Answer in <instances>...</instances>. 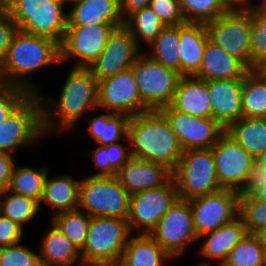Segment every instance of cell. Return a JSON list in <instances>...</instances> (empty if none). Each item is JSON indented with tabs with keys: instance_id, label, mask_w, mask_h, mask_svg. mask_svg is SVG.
<instances>
[{
	"instance_id": "1",
	"label": "cell",
	"mask_w": 266,
	"mask_h": 266,
	"mask_svg": "<svg viewBox=\"0 0 266 266\" xmlns=\"http://www.w3.org/2000/svg\"><path fill=\"white\" fill-rule=\"evenodd\" d=\"M68 72L59 98L54 100L39 94L43 104V128L47 137L72 130L83 116L88 115L87 112L99 110V81L91 70L72 67Z\"/></svg>"
},
{
	"instance_id": "2",
	"label": "cell",
	"mask_w": 266,
	"mask_h": 266,
	"mask_svg": "<svg viewBox=\"0 0 266 266\" xmlns=\"http://www.w3.org/2000/svg\"><path fill=\"white\" fill-rule=\"evenodd\" d=\"M54 64H61L60 45L57 42L17 30L0 64V70L5 84L39 95L38 84H33L29 76Z\"/></svg>"
},
{
	"instance_id": "3",
	"label": "cell",
	"mask_w": 266,
	"mask_h": 266,
	"mask_svg": "<svg viewBox=\"0 0 266 266\" xmlns=\"http://www.w3.org/2000/svg\"><path fill=\"white\" fill-rule=\"evenodd\" d=\"M132 157L175 169L183 149L166 117L149 110L130 117L127 129Z\"/></svg>"
},
{
	"instance_id": "4",
	"label": "cell",
	"mask_w": 266,
	"mask_h": 266,
	"mask_svg": "<svg viewBox=\"0 0 266 266\" xmlns=\"http://www.w3.org/2000/svg\"><path fill=\"white\" fill-rule=\"evenodd\" d=\"M67 7L60 0H5V10L18 30L51 39L59 45L67 30Z\"/></svg>"
},
{
	"instance_id": "5",
	"label": "cell",
	"mask_w": 266,
	"mask_h": 266,
	"mask_svg": "<svg viewBox=\"0 0 266 266\" xmlns=\"http://www.w3.org/2000/svg\"><path fill=\"white\" fill-rule=\"evenodd\" d=\"M127 219L91 217L86 243L80 251L84 266H117L130 237Z\"/></svg>"
},
{
	"instance_id": "6",
	"label": "cell",
	"mask_w": 266,
	"mask_h": 266,
	"mask_svg": "<svg viewBox=\"0 0 266 266\" xmlns=\"http://www.w3.org/2000/svg\"><path fill=\"white\" fill-rule=\"evenodd\" d=\"M172 178L179 199L190 200L220 191L212 149L183 151Z\"/></svg>"
},
{
	"instance_id": "7",
	"label": "cell",
	"mask_w": 266,
	"mask_h": 266,
	"mask_svg": "<svg viewBox=\"0 0 266 266\" xmlns=\"http://www.w3.org/2000/svg\"><path fill=\"white\" fill-rule=\"evenodd\" d=\"M130 194L116 176H85L81 179L79 210L90 217L127 219Z\"/></svg>"
},
{
	"instance_id": "8",
	"label": "cell",
	"mask_w": 266,
	"mask_h": 266,
	"mask_svg": "<svg viewBox=\"0 0 266 266\" xmlns=\"http://www.w3.org/2000/svg\"><path fill=\"white\" fill-rule=\"evenodd\" d=\"M46 137L41 97L31 94L0 125V151L13 155L15 150L37 145Z\"/></svg>"
},
{
	"instance_id": "9",
	"label": "cell",
	"mask_w": 266,
	"mask_h": 266,
	"mask_svg": "<svg viewBox=\"0 0 266 266\" xmlns=\"http://www.w3.org/2000/svg\"><path fill=\"white\" fill-rule=\"evenodd\" d=\"M252 26L250 9L228 10L215 20L205 23L209 41L240 60L249 70Z\"/></svg>"
},
{
	"instance_id": "10",
	"label": "cell",
	"mask_w": 266,
	"mask_h": 266,
	"mask_svg": "<svg viewBox=\"0 0 266 266\" xmlns=\"http://www.w3.org/2000/svg\"><path fill=\"white\" fill-rule=\"evenodd\" d=\"M142 102L150 110L170 105L183 75L161 65L142 52L131 67Z\"/></svg>"
},
{
	"instance_id": "11",
	"label": "cell",
	"mask_w": 266,
	"mask_h": 266,
	"mask_svg": "<svg viewBox=\"0 0 266 266\" xmlns=\"http://www.w3.org/2000/svg\"><path fill=\"white\" fill-rule=\"evenodd\" d=\"M149 235L172 258L179 260L178 256L187 253L186 249L198 242L190 202L178 199Z\"/></svg>"
},
{
	"instance_id": "12",
	"label": "cell",
	"mask_w": 266,
	"mask_h": 266,
	"mask_svg": "<svg viewBox=\"0 0 266 266\" xmlns=\"http://www.w3.org/2000/svg\"><path fill=\"white\" fill-rule=\"evenodd\" d=\"M117 28L114 24L67 26L60 45V62H75L73 67L88 68L103 52L110 36Z\"/></svg>"
},
{
	"instance_id": "13",
	"label": "cell",
	"mask_w": 266,
	"mask_h": 266,
	"mask_svg": "<svg viewBox=\"0 0 266 266\" xmlns=\"http://www.w3.org/2000/svg\"><path fill=\"white\" fill-rule=\"evenodd\" d=\"M178 199V191L173 178L159 188L131 195L127 218L131 232L149 234Z\"/></svg>"
},
{
	"instance_id": "14",
	"label": "cell",
	"mask_w": 266,
	"mask_h": 266,
	"mask_svg": "<svg viewBox=\"0 0 266 266\" xmlns=\"http://www.w3.org/2000/svg\"><path fill=\"white\" fill-rule=\"evenodd\" d=\"M239 198L238 192L221 189L215 193L188 200L197 237L213 232L238 218Z\"/></svg>"
},
{
	"instance_id": "15",
	"label": "cell",
	"mask_w": 266,
	"mask_h": 266,
	"mask_svg": "<svg viewBox=\"0 0 266 266\" xmlns=\"http://www.w3.org/2000/svg\"><path fill=\"white\" fill-rule=\"evenodd\" d=\"M211 149L220 188L239 192L257 159L226 132Z\"/></svg>"
},
{
	"instance_id": "16",
	"label": "cell",
	"mask_w": 266,
	"mask_h": 266,
	"mask_svg": "<svg viewBox=\"0 0 266 266\" xmlns=\"http://www.w3.org/2000/svg\"><path fill=\"white\" fill-rule=\"evenodd\" d=\"M98 109L129 117L150 110L142 102L132 68L99 81Z\"/></svg>"
},
{
	"instance_id": "17",
	"label": "cell",
	"mask_w": 266,
	"mask_h": 266,
	"mask_svg": "<svg viewBox=\"0 0 266 266\" xmlns=\"http://www.w3.org/2000/svg\"><path fill=\"white\" fill-rule=\"evenodd\" d=\"M159 111L168 120L184 151L210 149L226 132V129L213 118L194 117L177 111L170 105L160 108Z\"/></svg>"
},
{
	"instance_id": "18",
	"label": "cell",
	"mask_w": 266,
	"mask_h": 266,
	"mask_svg": "<svg viewBox=\"0 0 266 266\" xmlns=\"http://www.w3.org/2000/svg\"><path fill=\"white\" fill-rule=\"evenodd\" d=\"M143 51L125 26L117 27L103 52L88 68L100 81L130 69Z\"/></svg>"
},
{
	"instance_id": "19",
	"label": "cell",
	"mask_w": 266,
	"mask_h": 266,
	"mask_svg": "<svg viewBox=\"0 0 266 266\" xmlns=\"http://www.w3.org/2000/svg\"><path fill=\"white\" fill-rule=\"evenodd\" d=\"M116 177L122 187L133 195L166 185L172 179V170L159 163L131 157Z\"/></svg>"
},
{
	"instance_id": "20",
	"label": "cell",
	"mask_w": 266,
	"mask_h": 266,
	"mask_svg": "<svg viewBox=\"0 0 266 266\" xmlns=\"http://www.w3.org/2000/svg\"><path fill=\"white\" fill-rule=\"evenodd\" d=\"M249 232L240 217L234 221L223 225L213 232L206 233L198 237L200 244L198 255L205 260L199 261L200 266H213L211 260L217 261L221 266L228 257L230 251L239 243ZM209 260H207V259Z\"/></svg>"
},
{
	"instance_id": "21",
	"label": "cell",
	"mask_w": 266,
	"mask_h": 266,
	"mask_svg": "<svg viewBox=\"0 0 266 266\" xmlns=\"http://www.w3.org/2000/svg\"><path fill=\"white\" fill-rule=\"evenodd\" d=\"M243 79L208 81L212 118L225 129L242 118Z\"/></svg>"
},
{
	"instance_id": "22",
	"label": "cell",
	"mask_w": 266,
	"mask_h": 266,
	"mask_svg": "<svg viewBox=\"0 0 266 266\" xmlns=\"http://www.w3.org/2000/svg\"><path fill=\"white\" fill-rule=\"evenodd\" d=\"M67 10V26L114 24L122 27L125 24L119 0H76Z\"/></svg>"
},
{
	"instance_id": "23",
	"label": "cell",
	"mask_w": 266,
	"mask_h": 266,
	"mask_svg": "<svg viewBox=\"0 0 266 266\" xmlns=\"http://www.w3.org/2000/svg\"><path fill=\"white\" fill-rule=\"evenodd\" d=\"M177 111L199 118H212L208 81L194 76H183L170 104Z\"/></svg>"
},
{
	"instance_id": "24",
	"label": "cell",
	"mask_w": 266,
	"mask_h": 266,
	"mask_svg": "<svg viewBox=\"0 0 266 266\" xmlns=\"http://www.w3.org/2000/svg\"><path fill=\"white\" fill-rule=\"evenodd\" d=\"M209 38L204 23L186 22L179 25L180 73L194 76L201 67Z\"/></svg>"
},
{
	"instance_id": "25",
	"label": "cell",
	"mask_w": 266,
	"mask_h": 266,
	"mask_svg": "<svg viewBox=\"0 0 266 266\" xmlns=\"http://www.w3.org/2000/svg\"><path fill=\"white\" fill-rule=\"evenodd\" d=\"M248 71L240 60L208 40L201 67L194 77L204 81L243 79Z\"/></svg>"
},
{
	"instance_id": "26",
	"label": "cell",
	"mask_w": 266,
	"mask_h": 266,
	"mask_svg": "<svg viewBox=\"0 0 266 266\" xmlns=\"http://www.w3.org/2000/svg\"><path fill=\"white\" fill-rule=\"evenodd\" d=\"M48 174L42 199L39 203L40 210L42 205L52 207V217L55 215L78 209L81 178L71 177L69 174L49 176Z\"/></svg>"
},
{
	"instance_id": "27",
	"label": "cell",
	"mask_w": 266,
	"mask_h": 266,
	"mask_svg": "<svg viewBox=\"0 0 266 266\" xmlns=\"http://www.w3.org/2000/svg\"><path fill=\"white\" fill-rule=\"evenodd\" d=\"M50 228L41 237L39 256L42 266H84L80 250L49 221Z\"/></svg>"
},
{
	"instance_id": "28",
	"label": "cell",
	"mask_w": 266,
	"mask_h": 266,
	"mask_svg": "<svg viewBox=\"0 0 266 266\" xmlns=\"http://www.w3.org/2000/svg\"><path fill=\"white\" fill-rule=\"evenodd\" d=\"M172 260L149 234H133L117 266H167Z\"/></svg>"
},
{
	"instance_id": "29",
	"label": "cell",
	"mask_w": 266,
	"mask_h": 266,
	"mask_svg": "<svg viewBox=\"0 0 266 266\" xmlns=\"http://www.w3.org/2000/svg\"><path fill=\"white\" fill-rule=\"evenodd\" d=\"M97 116L91 115L88 120V136L93 138V144L109 145L123 141L127 137L130 117L125 114H115L104 111Z\"/></svg>"
},
{
	"instance_id": "30",
	"label": "cell",
	"mask_w": 266,
	"mask_h": 266,
	"mask_svg": "<svg viewBox=\"0 0 266 266\" xmlns=\"http://www.w3.org/2000/svg\"><path fill=\"white\" fill-rule=\"evenodd\" d=\"M226 133L256 159L266 150V118L242 117Z\"/></svg>"
},
{
	"instance_id": "31",
	"label": "cell",
	"mask_w": 266,
	"mask_h": 266,
	"mask_svg": "<svg viewBox=\"0 0 266 266\" xmlns=\"http://www.w3.org/2000/svg\"><path fill=\"white\" fill-rule=\"evenodd\" d=\"M48 173L47 166H15L7 190L40 203Z\"/></svg>"
},
{
	"instance_id": "32",
	"label": "cell",
	"mask_w": 266,
	"mask_h": 266,
	"mask_svg": "<svg viewBox=\"0 0 266 266\" xmlns=\"http://www.w3.org/2000/svg\"><path fill=\"white\" fill-rule=\"evenodd\" d=\"M179 25L165 26L145 53L167 68L180 72Z\"/></svg>"
},
{
	"instance_id": "33",
	"label": "cell",
	"mask_w": 266,
	"mask_h": 266,
	"mask_svg": "<svg viewBox=\"0 0 266 266\" xmlns=\"http://www.w3.org/2000/svg\"><path fill=\"white\" fill-rule=\"evenodd\" d=\"M242 117L266 118V81L255 69L243 78Z\"/></svg>"
},
{
	"instance_id": "34",
	"label": "cell",
	"mask_w": 266,
	"mask_h": 266,
	"mask_svg": "<svg viewBox=\"0 0 266 266\" xmlns=\"http://www.w3.org/2000/svg\"><path fill=\"white\" fill-rule=\"evenodd\" d=\"M124 26L130 31L141 49L144 43V45L149 46L165 27L150 7H145L131 14L125 20Z\"/></svg>"
},
{
	"instance_id": "35",
	"label": "cell",
	"mask_w": 266,
	"mask_h": 266,
	"mask_svg": "<svg viewBox=\"0 0 266 266\" xmlns=\"http://www.w3.org/2000/svg\"><path fill=\"white\" fill-rule=\"evenodd\" d=\"M38 213H40V206L37 201L14 194L7 189L0 190V214L18 224L22 229L26 223H32V219Z\"/></svg>"
},
{
	"instance_id": "36",
	"label": "cell",
	"mask_w": 266,
	"mask_h": 266,
	"mask_svg": "<svg viewBox=\"0 0 266 266\" xmlns=\"http://www.w3.org/2000/svg\"><path fill=\"white\" fill-rule=\"evenodd\" d=\"M221 266H266V247L257 234L248 233Z\"/></svg>"
},
{
	"instance_id": "37",
	"label": "cell",
	"mask_w": 266,
	"mask_h": 266,
	"mask_svg": "<svg viewBox=\"0 0 266 266\" xmlns=\"http://www.w3.org/2000/svg\"><path fill=\"white\" fill-rule=\"evenodd\" d=\"M50 221L81 251L86 243L91 217L82 210L62 212Z\"/></svg>"
},
{
	"instance_id": "38",
	"label": "cell",
	"mask_w": 266,
	"mask_h": 266,
	"mask_svg": "<svg viewBox=\"0 0 266 266\" xmlns=\"http://www.w3.org/2000/svg\"><path fill=\"white\" fill-rule=\"evenodd\" d=\"M186 22L207 23L229 9L221 0H179Z\"/></svg>"
},
{
	"instance_id": "39",
	"label": "cell",
	"mask_w": 266,
	"mask_h": 266,
	"mask_svg": "<svg viewBox=\"0 0 266 266\" xmlns=\"http://www.w3.org/2000/svg\"><path fill=\"white\" fill-rule=\"evenodd\" d=\"M239 217L249 233L257 234L266 226V203L253 195L240 196Z\"/></svg>"
},
{
	"instance_id": "40",
	"label": "cell",
	"mask_w": 266,
	"mask_h": 266,
	"mask_svg": "<svg viewBox=\"0 0 266 266\" xmlns=\"http://www.w3.org/2000/svg\"><path fill=\"white\" fill-rule=\"evenodd\" d=\"M0 266H42L39 251L23 245L22 241L6 247H0Z\"/></svg>"
},
{
	"instance_id": "41",
	"label": "cell",
	"mask_w": 266,
	"mask_h": 266,
	"mask_svg": "<svg viewBox=\"0 0 266 266\" xmlns=\"http://www.w3.org/2000/svg\"><path fill=\"white\" fill-rule=\"evenodd\" d=\"M251 70L266 59V13L252 11Z\"/></svg>"
},
{
	"instance_id": "42",
	"label": "cell",
	"mask_w": 266,
	"mask_h": 266,
	"mask_svg": "<svg viewBox=\"0 0 266 266\" xmlns=\"http://www.w3.org/2000/svg\"><path fill=\"white\" fill-rule=\"evenodd\" d=\"M25 89L3 84L0 86V125L30 96Z\"/></svg>"
},
{
	"instance_id": "43",
	"label": "cell",
	"mask_w": 266,
	"mask_h": 266,
	"mask_svg": "<svg viewBox=\"0 0 266 266\" xmlns=\"http://www.w3.org/2000/svg\"><path fill=\"white\" fill-rule=\"evenodd\" d=\"M149 7L165 26H178L186 23L179 0H152Z\"/></svg>"
},
{
	"instance_id": "44",
	"label": "cell",
	"mask_w": 266,
	"mask_h": 266,
	"mask_svg": "<svg viewBox=\"0 0 266 266\" xmlns=\"http://www.w3.org/2000/svg\"><path fill=\"white\" fill-rule=\"evenodd\" d=\"M106 151L110 163V176H116L122 166L132 157L128 138L126 137L118 143L106 145Z\"/></svg>"
},
{
	"instance_id": "45",
	"label": "cell",
	"mask_w": 266,
	"mask_h": 266,
	"mask_svg": "<svg viewBox=\"0 0 266 266\" xmlns=\"http://www.w3.org/2000/svg\"><path fill=\"white\" fill-rule=\"evenodd\" d=\"M24 230L15 222L0 214V247L23 241Z\"/></svg>"
},
{
	"instance_id": "46",
	"label": "cell",
	"mask_w": 266,
	"mask_h": 266,
	"mask_svg": "<svg viewBox=\"0 0 266 266\" xmlns=\"http://www.w3.org/2000/svg\"><path fill=\"white\" fill-rule=\"evenodd\" d=\"M18 30L10 14L3 10L0 13V64L5 59L13 35Z\"/></svg>"
},
{
	"instance_id": "47",
	"label": "cell",
	"mask_w": 266,
	"mask_h": 266,
	"mask_svg": "<svg viewBox=\"0 0 266 266\" xmlns=\"http://www.w3.org/2000/svg\"><path fill=\"white\" fill-rule=\"evenodd\" d=\"M266 184V168L256 163L250 170L246 182L238 192L239 196L252 195L257 189Z\"/></svg>"
},
{
	"instance_id": "48",
	"label": "cell",
	"mask_w": 266,
	"mask_h": 266,
	"mask_svg": "<svg viewBox=\"0 0 266 266\" xmlns=\"http://www.w3.org/2000/svg\"><path fill=\"white\" fill-rule=\"evenodd\" d=\"M94 145H97V147L92 151V153H90V155H92L90 157L95 164L94 167L99 171L90 174V176H110V163L107 157L106 146L95 143Z\"/></svg>"
},
{
	"instance_id": "49",
	"label": "cell",
	"mask_w": 266,
	"mask_h": 266,
	"mask_svg": "<svg viewBox=\"0 0 266 266\" xmlns=\"http://www.w3.org/2000/svg\"><path fill=\"white\" fill-rule=\"evenodd\" d=\"M15 166L14 156L0 151V190L8 188Z\"/></svg>"
},
{
	"instance_id": "50",
	"label": "cell",
	"mask_w": 266,
	"mask_h": 266,
	"mask_svg": "<svg viewBox=\"0 0 266 266\" xmlns=\"http://www.w3.org/2000/svg\"><path fill=\"white\" fill-rule=\"evenodd\" d=\"M152 0H119L120 12L124 21L134 12L149 7Z\"/></svg>"
},
{
	"instance_id": "51",
	"label": "cell",
	"mask_w": 266,
	"mask_h": 266,
	"mask_svg": "<svg viewBox=\"0 0 266 266\" xmlns=\"http://www.w3.org/2000/svg\"><path fill=\"white\" fill-rule=\"evenodd\" d=\"M223 4L229 9H250L254 0H221Z\"/></svg>"
},
{
	"instance_id": "52",
	"label": "cell",
	"mask_w": 266,
	"mask_h": 266,
	"mask_svg": "<svg viewBox=\"0 0 266 266\" xmlns=\"http://www.w3.org/2000/svg\"><path fill=\"white\" fill-rule=\"evenodd\" d=\"M255 2H256V0H255ZM255 2L254 1L252 2L250 10L253 12L266 13V0H261V1H259V3H258V0L256 3Z\"/></svg>"
},
{
	"instance_id": "53",
	"label": "cell",
	"mask_w": 266,
	"mask_h": 266,
	"mask_svg": "<svg viewBox=\"0 0 266 266\" xmlns=\"http://www.w3.org/2000/svg\"><path fill=\"white\" fill-rule=\"evenodd\" d=\"M256 199L266 203V184L252 194Z\"/></svg>"
},
{
	"instance_id": "54",
	"label": "cell",
	"mask_w": 266,
	"mask_h": 266,
	"mask_svg": "<svg viewBox=\"0 0 266 266\" xmlns=\"http://www.w3.org/2000/svg\"><path fill=\"white\" fill-rule=\"evenodd\" d=\"M255 70L262 76V78L266 81V63H259Z\"/></svg>"
},
{
	"instance_id": "55",
	"label": "cell",
	"mask_w": 266,
	"mask_h": 266,
	"mask_svg": "<svg viewBox=\"0 0 266 266\" xmlns=\"http://www.w3.org/2000/svg\"><path fill=\"white\" fill-rule=\"evenodd\" d=\"M257 163L266 168V150L257 158Z\"/></svg>"
},
{
	"instance_id": "56",
	"label": "cell",
	"mask_w": 266,
	"mask_h": 266,
	"mask_svg": "<svg viewBox=\"0 0 266 266\" xmlns=\"http://www.w3.org/2000/svg\"><path fill=\"white\" fill-rule=\"evenodd\" d=\"M257 235L259 236L261 242H262V243L265 245V247H266V226H265L263 229H261V230L257 233Z\"/></svg>"
},
{
	"instance_id": "57",
	"label": "cell",
	"mask_w": 266,
	"mask_h": 266,
	"mask_svg": "<svg viewBox=\"0 0 266 266\" xmlns=\"http://www.w3.org/2000/svg\"><path fill=\"white\" fill-rule=\"evenodd\" d=\"M5 10V0H0V13Z\"/></svg>"
},
{
	"instance_id": "58",
	"label": "cell",
	"mask_w": 266,
	"mask_h": 266,
	"mask_svg": "<svg viewBox=\"0 0 266 266\" xmlns=\"http://www.w3.org/2000/svg\"><path fill=\"white\" fill-rule=\"evenodd\" d=\"M60 1L64 2L68 6L70 3H72L76 0H60Z\"/></svg>"
},
{
	"instance_id": "59",
	"label": "cell",
	"mask_w": 266,
	"mask_h": 266,
	"mask_svg": "<svg viewBox=\"0 0 266 266\" xmlns=\"http://www.w3.org/2000/svg\"><path fill=\"white\" fill-rule=\"evenodd\" d=\"M4 84V81H3V78H2V75H1V70H0V86Z\"/></svg>"
}]
</instances>
